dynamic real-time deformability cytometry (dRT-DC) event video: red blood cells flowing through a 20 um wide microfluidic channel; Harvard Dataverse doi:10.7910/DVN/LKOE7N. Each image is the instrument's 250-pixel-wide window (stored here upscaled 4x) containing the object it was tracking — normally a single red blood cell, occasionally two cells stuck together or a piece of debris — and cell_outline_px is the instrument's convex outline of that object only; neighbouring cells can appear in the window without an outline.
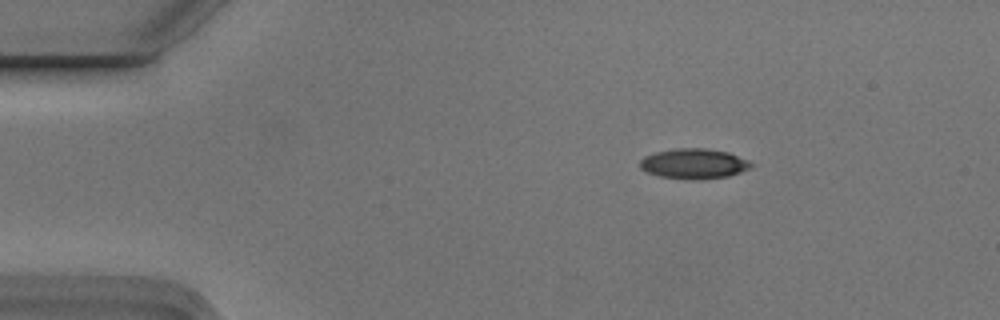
{"species": "Egyptian fruit bat (a non-hibernating species)", "species_latin": "Rousettus aegyptiacus", "temperature_condition": "cold", "stored_images_in_passage": 3, "camera_frame_rate_fps": 3000, "um_per_image_px": 0.085, "animal": {"sex": "male"}, "frame": {"image": 1, "passage_image": 1, "time_ms": 0.0, "image_size_px": [1000, 320], "cell_outline_px": [[752, 164], [748, 168], [740, 172], [728, 176], [696, 180], [692, 180], [660, 176], [648, 172], [640, 168], [640, 160], [644, 156], [656, 152], [676, 148], [704, 148], [728, 152], [748, 160]], "centroid_in_image_um": [58.95, 13.91], "position_along_channel_um": 26.0, "area_um2": 19.36}}